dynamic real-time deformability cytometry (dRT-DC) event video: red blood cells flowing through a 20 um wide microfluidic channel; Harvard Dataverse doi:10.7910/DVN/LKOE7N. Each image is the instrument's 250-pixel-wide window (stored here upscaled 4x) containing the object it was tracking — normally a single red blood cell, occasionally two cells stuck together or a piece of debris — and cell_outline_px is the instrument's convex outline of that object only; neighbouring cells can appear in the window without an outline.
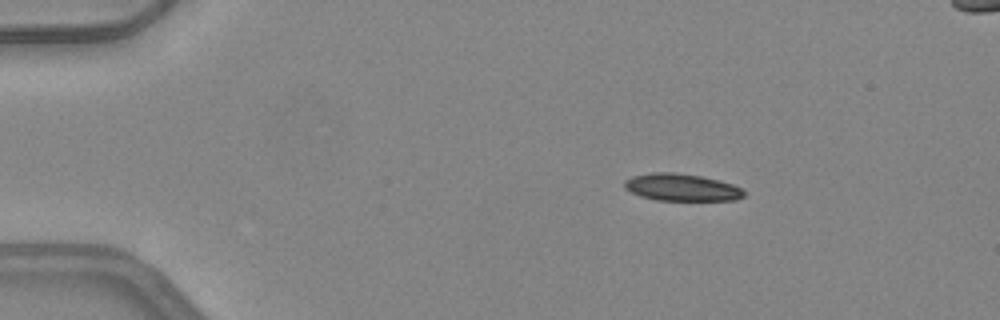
{"species": "common noctule bat (a hibernating species)", "species_latin": "Nyctalus noctula", "temperature_condition": "warm", "stored_images_in_passage": 43, "segment_of_instrument_passage": [1, 2], "camera_frame_rate_fps": 3000, "um_per_image_px": 0.085, "animal": {"sex": "female", "body_mass_g": 24.6, "forearm_length_mm": 56.2}, "frame": {"image": 1, "passage_image": 1, "time_ms": 0.0, "image_size_px": [1000, 320], "cell_outline_px": [[744, 196], [736, 200], [656, 200], [640, 196], [624, 188], [624, 180], [632, 176], [652, 172], [676, 172], [704, 176], [720, 180], [744, 188]], "centroid_in_image_um": [57.95, 15.91], "position_along_channel_um": 27.0, "area_um2": 19.19}}
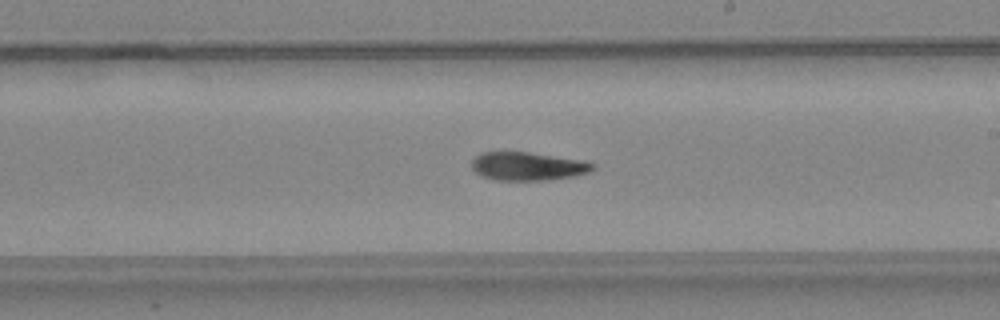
{"frame": {"image": 2, "passage_image": 22, "time_ms": 7.0, "image_size_px": [1000, 320], "cell_outline_px": [[596, 168], [588, 172], [572, 176], [552, 180], [492, 180], [480, 176], [472, 168], [472, 160], [480, 152], [528, 152], [584, 160], [596, 164]], "centroid_in_image_um": [44.86, 14.13], "position_along_channel_um": 244.1, "area_um2": 20.17}}
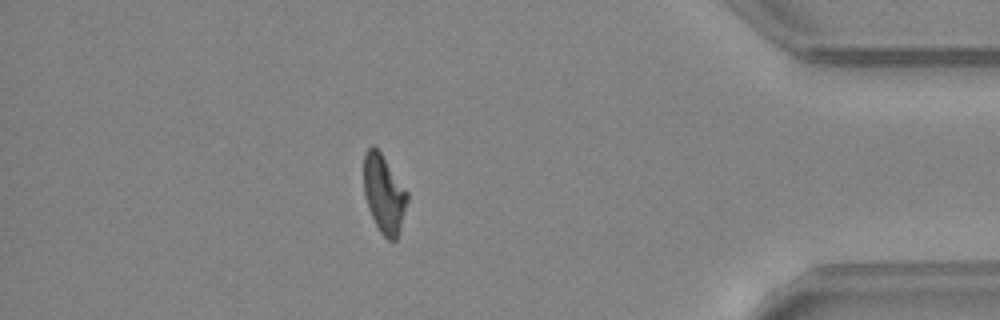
{"frame": {"image": 3, "passage_image": 36, "time_ms": 11.667, "image_size_px": [1000, 320], "cell_outline_px": [[408, 200], [400, 232], [396, 240], [388, 240], [380, 232], [368, 208], [364, 192], [364, 152], [372, 144], [380, 152], [408, 192]], "centroid_in_image_um": [32.64, 16.5], "position_along_channel_um": 402.6, "area_um2": 19.77}}